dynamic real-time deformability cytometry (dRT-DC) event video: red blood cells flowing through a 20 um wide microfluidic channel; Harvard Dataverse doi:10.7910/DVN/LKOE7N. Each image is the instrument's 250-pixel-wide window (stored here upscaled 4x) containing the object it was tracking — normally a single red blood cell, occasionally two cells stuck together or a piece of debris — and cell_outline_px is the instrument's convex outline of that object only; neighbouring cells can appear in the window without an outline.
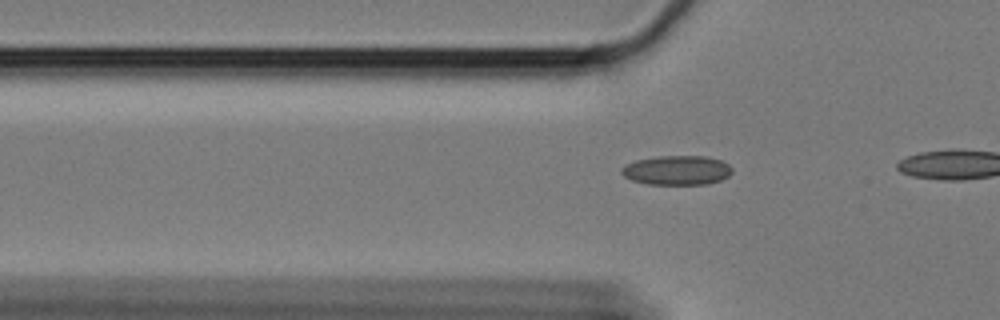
{"species": "Egyptian fruit bat (a non-hibernating species)", "species_latin": "Rousettus aegyptiacus", "temperature_condition": "cold", "stored_images_in_passage": 19, "camera_frame_rate_fps": 3000, "um_per_image_px": 0.085, "animal": {"sex": "female"}, "frame": {"image": 1, "passage_image": 16, "time_ms": 5.0, "image_size_px": [1000, 320], "cell_outline_px": [[732, 172], [728, 176], [720, 180], [708, 184], [648, 184], [632, 180], [624, 176], [620, 172], [620, 168], [624, 164], [636, 160], [660, 156], [704, 156], [720, 160], [728, 164], [732, 168]], "centroid_in_image_um": [57.51, 14.47], "position_along_channel_um": 68.3, "area_um2": 18.96}}